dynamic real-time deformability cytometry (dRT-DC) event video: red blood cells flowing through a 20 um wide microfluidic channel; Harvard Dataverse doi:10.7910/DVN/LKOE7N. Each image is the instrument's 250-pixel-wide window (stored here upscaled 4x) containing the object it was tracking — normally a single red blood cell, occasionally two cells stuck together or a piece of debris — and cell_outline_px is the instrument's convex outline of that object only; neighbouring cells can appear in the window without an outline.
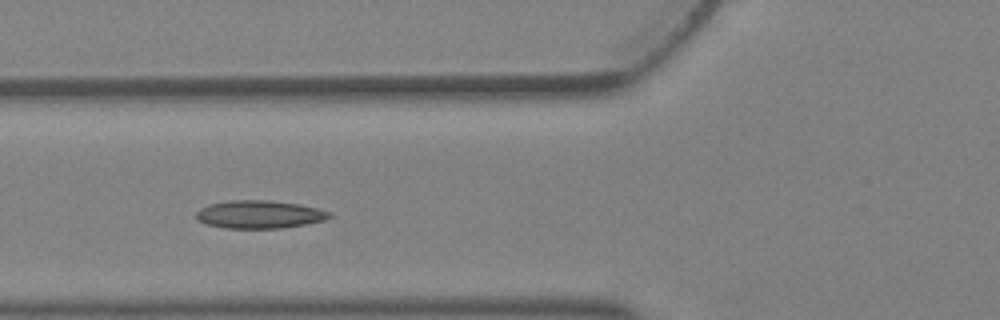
{"species": "Egyptian fruit bat (a non-hibernating species)", "species_latin": "Rousettus aegyptiacus", "temperature_condition": "warm", "stored_images_in_passage": 3, "camera_frame_rate_fps": 3000, "um_per_image_px": 0.085, "animal": {"sex": "female"}, "frame": {"image": 1, "passage_image": 3, "time_ms": 0.667, "image_size_px": [1000, 320], "cell_outline_px": [[332, 216], [324, 220], [304, 224], [280, 228], [224, 228], [204, 224], [196, 220], [196, 212], [200, 208], [208, 204], [232, 200], [268, 200], [300, 204], [332, 212]], "centroid_in_image_um": [22.01, 18.22], "position_along_channel_um": 103.8, "area_um2": 21.79}}